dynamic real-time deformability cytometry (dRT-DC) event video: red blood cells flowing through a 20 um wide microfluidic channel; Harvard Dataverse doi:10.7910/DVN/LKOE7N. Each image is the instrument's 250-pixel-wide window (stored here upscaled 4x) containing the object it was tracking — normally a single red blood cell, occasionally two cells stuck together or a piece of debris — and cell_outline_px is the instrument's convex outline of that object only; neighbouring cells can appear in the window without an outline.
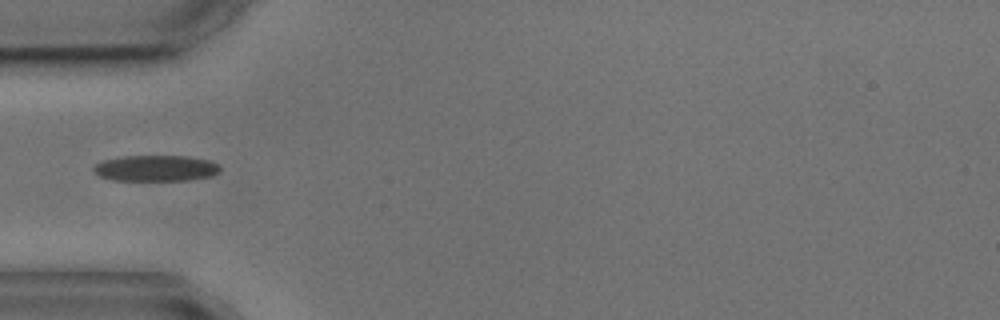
{"species": "common noctule bat (a hibernating species)", "species_latin": "Nyctalus noctula", "temperature_condition": "cold", "stored_images_in_passage": 7, "camera_frame_rate_fps": 3000, "um_per_image_px": 0.085, "animal": {"sex": "male", "body_mass_g": 17.9, "forearm_length_mm": 54.2}, "frame": {"image": 1, "passage_image": 5, "time_ms": 5.0, "image_size_px": [1000, 320], "cell_outline_px": [[220, 172], [212, 176], [188, 180], [112, 180], [100, 176], [92, 168], [100, 160], [124, 156], [184, 156], [208, 160], [220, 164]], "centroid_in_image_um": [13.25, 14.3], "position_along_channel_um": 71.7, "area_um2": 19.19}}